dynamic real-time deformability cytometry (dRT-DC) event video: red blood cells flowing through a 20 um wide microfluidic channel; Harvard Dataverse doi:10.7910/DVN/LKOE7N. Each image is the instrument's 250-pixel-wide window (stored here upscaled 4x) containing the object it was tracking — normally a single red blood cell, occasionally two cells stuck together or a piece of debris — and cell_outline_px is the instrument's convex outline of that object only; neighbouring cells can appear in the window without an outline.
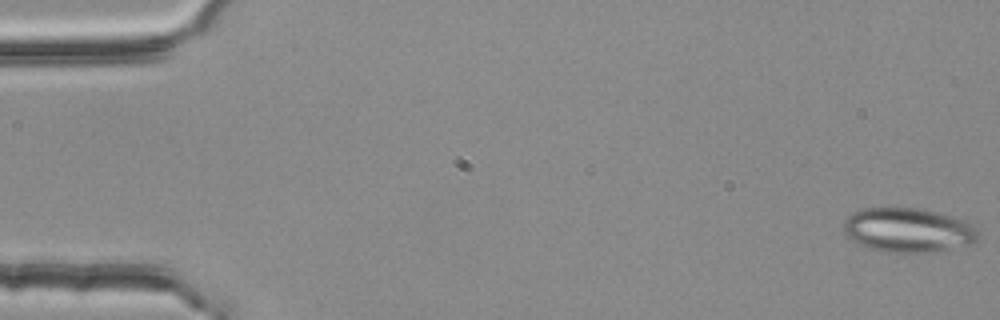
{"species": "common noctule bat (a hibernating species)", "species_latin": "Nyctalus noctula", "temperature_condition": "room temperature", "stored_images_in_passage": 52, "segment_of_instrument_passage": [1, 2], "camera_frame_rate_fps": 3000, "um_per_image_px": 0.085, "animal": {"sex": "female", "body_mass_g": 25.1}, "frame": {"image": 1, "passage_image": 1, "time_ms": 0.0, "image_size_px": [1000, 320], "cell_outline_px": [[976, 240], [968, 244], [928, 252], [884, 252], [868, 248], [852, 240], [844, 232], [844, 220], [852, 212], [864, 208], [916, 208], [936, 212], [952, 216], [964, 220], [972, 224], [976, 232]], "centroid_in_image_um": [77.12, 19.55], "position_along_channel_um": 7.9, "area_um2": 34.28}}